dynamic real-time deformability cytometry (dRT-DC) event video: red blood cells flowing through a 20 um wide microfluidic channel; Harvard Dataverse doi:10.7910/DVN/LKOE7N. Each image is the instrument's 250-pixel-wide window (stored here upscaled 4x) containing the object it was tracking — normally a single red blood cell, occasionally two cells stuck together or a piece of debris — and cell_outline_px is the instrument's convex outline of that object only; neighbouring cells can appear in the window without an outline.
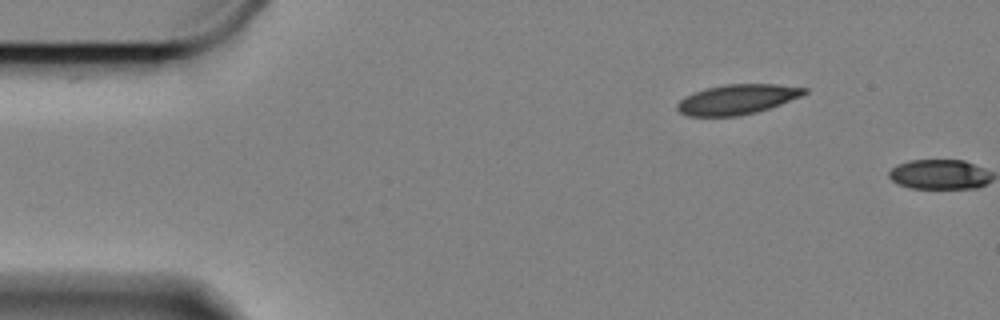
{"species": "Egyptian fruit bat (a non-hibernating species)", "species_latin": "Rousettus aegyptiacus", "temperature_condition": "cold", "stored_images_in_passage": 2, "camera_frame_rate_fps": 3000, "um_per_image_px": 0.085, "animal": {"sex": "female"}, "frame": {"image": 1, "passage_image": 1, "time_ms": 0.0, "image_size_px": [1000, 320], "cell_outline_px": [[808, 92], [800, 96], [780, 104], [756, 112], [740, 116], [688, 116], [680, 112], [676, 108], [676, 104], [684, 96], [692, 92], [704, 88], [724, 84], [776, 84], [808, 88]], "centroid_in_image_um": [62.62, 8.44], "position_along_channel_um": 22.4, "area_um2": 22.25}}